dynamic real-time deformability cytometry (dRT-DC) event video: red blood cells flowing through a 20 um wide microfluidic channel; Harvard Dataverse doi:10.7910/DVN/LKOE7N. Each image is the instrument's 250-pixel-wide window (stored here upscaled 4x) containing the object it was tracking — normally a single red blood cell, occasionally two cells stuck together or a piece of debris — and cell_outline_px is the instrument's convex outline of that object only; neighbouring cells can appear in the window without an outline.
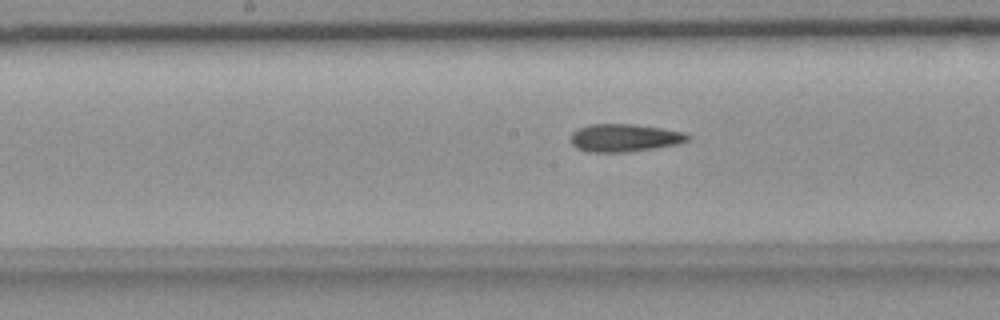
{"species": "common noctule bat (a hibernating species)", "species_latin": "Nyctalus noctula", "temperature_condition": "room temperature", "stored_images_in_passage": 40, "camera_frame_rate_fps": 3000, "um_per_image_px": 0.085, "animal": {"sex": "female", "body_mass_g": 18.4}, "frame": {"image": 1, "passage_image": 13, "time_ms": 4.0, "image_size_px": [1000, 320], "cell_outline_px": [[688, 140], [676, 144], [652, 148], [624, 152], [588, 152], [576, 148], [568, 140], [568, 136], [576, 128], [592, 124], [632, 124], [660, 128], [684, 132], [688, 136]], "centroid_in_image_um": [52.96, 11.71], "position_along_channel_um": 195.2, "area_um2": 18.9}}
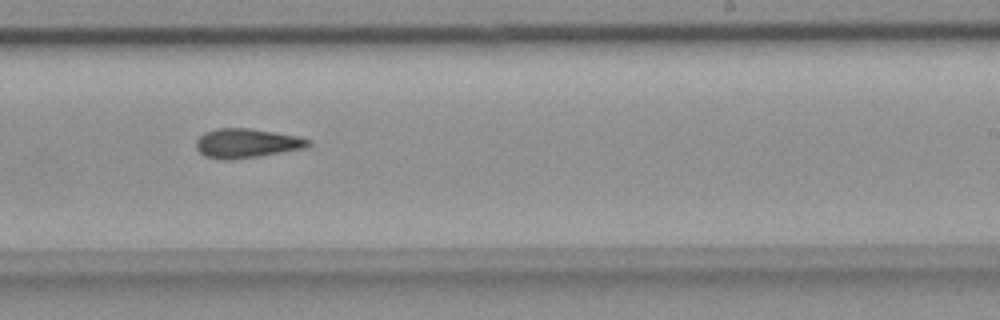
{"frame": {"image": 2, "passage_image": 19, "time_ms": 6.0, "image_size_px": [1000, 320], "cell_outline_px": [[312, 144], [304, 148], [256, 156], [228, 160], [224, 160], [204, 156], [196, 148], [196, 140], [204, 132], [216, 128], [248, 128], [300, 136], [312, 140]], "centroid_in_image_um": [20.96, 12.16], "position_along_channel_um": 268.0, "area_um2": 19.07}}
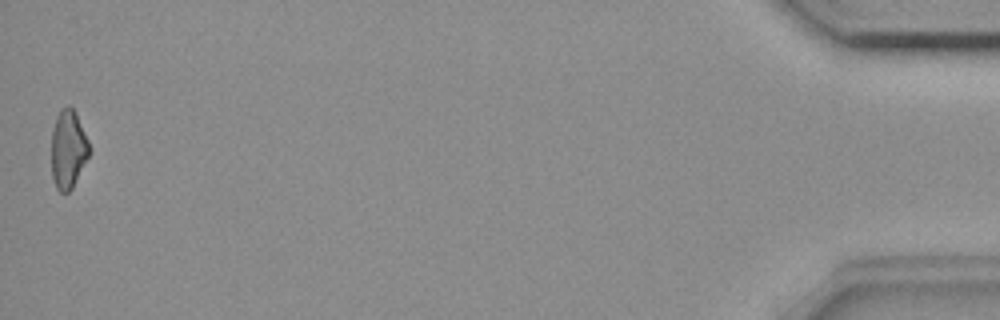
{"frame": {"image": 3, "passage_image": 40, "time_ms": 13.0, "image_size_px": [1000, 320], "cell_outline_px": [[88, 156], [72, 188], [68, 192], [60, 192], [56, 188], [52, 176], [52, 128], [56, 116], [60, 108], [68, 104], [76, 112], [88, 140]], "centroid_in_image_um": [5.77, 12.64], "position_along_channel_um": 429.4, "area_um2": 17.17}, "authors_computed_cell_mechanics": {"area_um2": 18.6694, "velocity_mm_per_s": 3.6649, "shape_relaxation_time_tau1_ms": null, "shape_relaxation_time_tau2_ms": 7.7742, "deformation_change_tau1": null, "deformation_change_tau2": 0.1936}}